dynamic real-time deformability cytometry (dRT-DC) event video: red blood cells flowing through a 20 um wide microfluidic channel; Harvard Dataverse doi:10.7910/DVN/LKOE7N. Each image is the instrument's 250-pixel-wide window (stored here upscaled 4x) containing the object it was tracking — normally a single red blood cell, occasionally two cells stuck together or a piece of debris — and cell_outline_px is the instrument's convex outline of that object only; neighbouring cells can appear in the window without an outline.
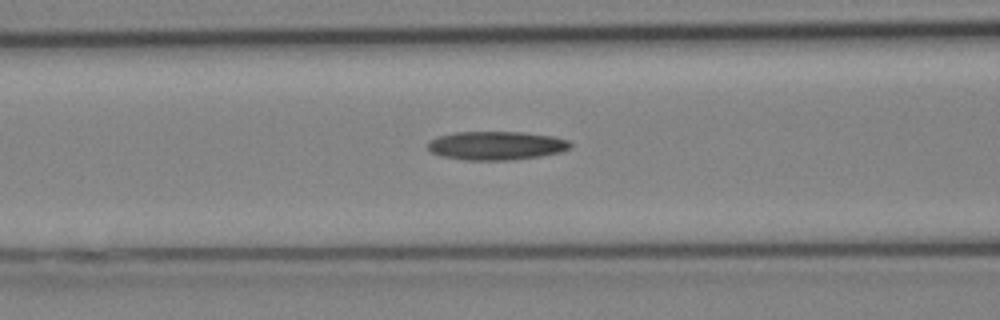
{"species": "Egyptian fruit bat (a non-hibernating species)", "species_latin": "Rousettus aegyptiacus", "temperature_condition": "cold", "stored_images_in_passage": 13, "camera_frame_rate_fps": 3000, "um_per_image_px": 0.085, "animal": {"sex": "female"}, "frame": {"image": 1, "passage_image": 4, "time_ms": 1.0, "image_size_px": [1000, 320], "cell_outline_px": [[572, 148], [560, 152], [540, 156], [512, 160], [464, 160], [440, 156], [432, 152], [428, 148], [428, 140], [436, 136], [452, 132], [524, 132], [552, 136], [568, 140], [572, 144]], "centroid_in_image_um": [42.16, 12.37], "position_along_channel_um": 124.4, "area_um2": 24.04}}
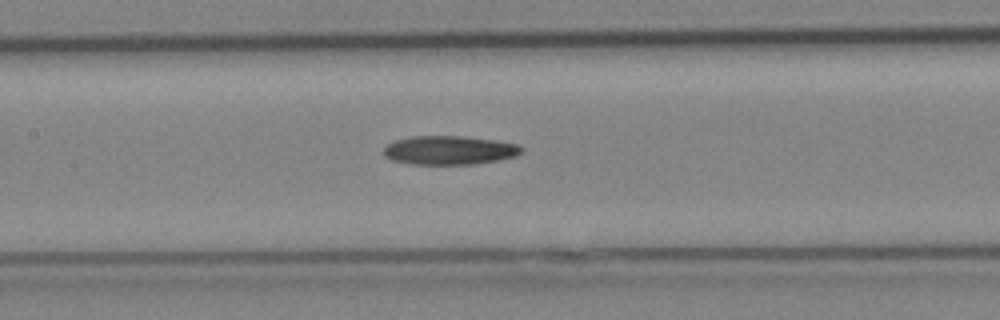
{"frame": {"image": 2, "passage_image": 6, "time_ms": 1.667, "image_size_px": [1000, 320], "cell_outline_px": [[524, 152], [516, 156], [500, 160], [472, 164], [408, 164], [392, 160], [384, 156], [384, 144], [396, 140], [412, 136], [460, 136], [496, 140], [516, 144], [524, 148]], "centroid_in_image_um": [38.19, 12.77], "position_along_channel_um": 169.2, "area_um2": 23.35}}
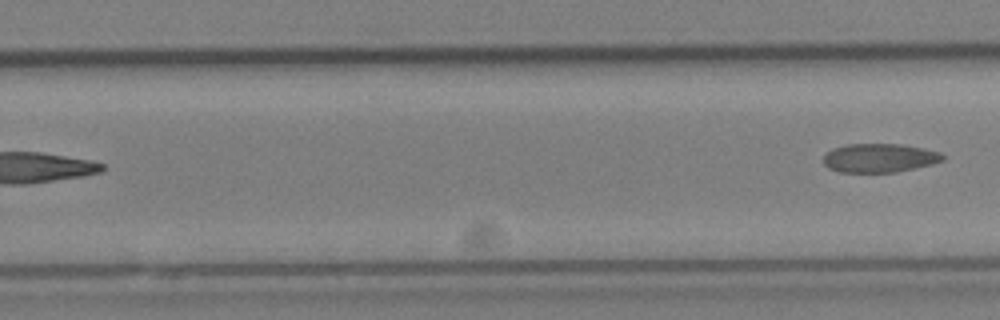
{"frame": {"image": 3, "passage_image": 13, "time_ms": 4.0, "image_size_px": [1000, 320], "cell_outline_px": [[944, 160], [932, 164], [916, 168], [896, 172], [840, 172], [828, 168], [824, 164], [824, 156], [832, 148], [848, 144], [900, 144], [940, 152], [944, 156]], "centroid_in_image_um": [74.74, 13.43], "position_along_channel_um": 255.1, "area_um2": 19.94}}